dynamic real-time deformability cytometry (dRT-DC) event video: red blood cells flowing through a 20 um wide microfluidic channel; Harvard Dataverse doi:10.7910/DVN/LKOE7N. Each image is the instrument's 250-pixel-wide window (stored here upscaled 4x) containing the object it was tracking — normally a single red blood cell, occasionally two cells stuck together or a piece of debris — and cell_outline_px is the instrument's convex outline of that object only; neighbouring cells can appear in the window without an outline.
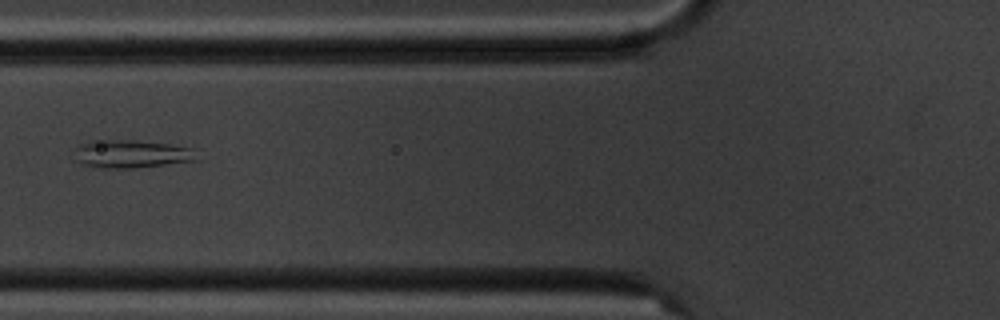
{"species": "common noctule bat (a hibernating species)", "species_latin": "Nyctalus noctula", "temperature_condition": "cold", "stored_images_in_passage": 6, "camera_frame_rate_fps": 3000, "um_per_image_px": 0.085, "animal": {"sex": "male", "body_mass_g": 20.1, "forearm_length_mm": 53.5}, "frame": {"image": 1, "passage_image": 6, "time_ms": 6.667, "image_size_px": [1000, 320], "cell_outline_px": [[196, 160], [136, 168], [100, 168], [84, 164], [76, 160], [76, 148], [80, 144], [92, 140], [132, 140], [168, 144], [192, 148]], "centroid_in_image_um": [11.12, 13.08], "position_along_channel_um": 114.7, "area_um2": 19.65}}